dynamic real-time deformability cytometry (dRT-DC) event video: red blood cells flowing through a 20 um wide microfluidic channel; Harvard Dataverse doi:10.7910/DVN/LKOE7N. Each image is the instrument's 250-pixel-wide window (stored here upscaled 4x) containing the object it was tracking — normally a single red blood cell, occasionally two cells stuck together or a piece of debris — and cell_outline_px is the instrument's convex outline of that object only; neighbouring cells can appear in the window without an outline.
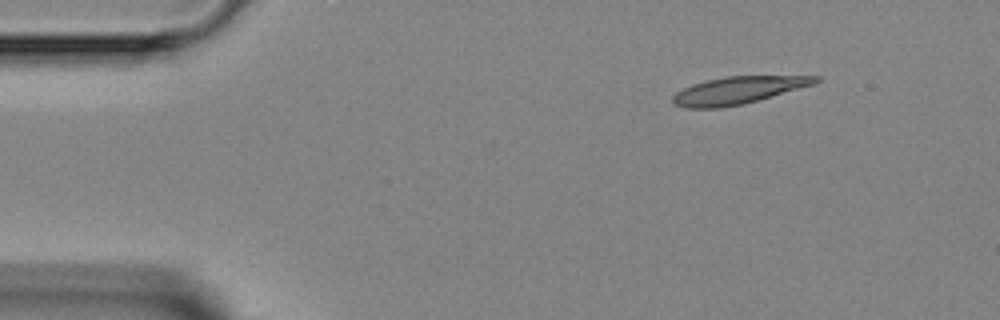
{"species": "Egyptian fruit bat (a non-hibernating species)", "species_latin": "Rousettus aegyptiacus", "temperature_condition": "room temperature", "stored_images_in_passage": 11, "camera_frame_rate_fps": 3000, "um_per_image_px": 0.085, "animal": {"sex": "female"}, "frame": {"image": 1, "passage_image": 1, "time_ms": 0.0, "image_size_px": [1000, 320], "cell_outline_px": [[820, 80], [816, 84], [756, 100], [740, 104], [720, 108], [684, 108], [672, 104], [672, 96], [676, 92], [692, 84], [708, 80], [728, 76], [820, 76]], "centroid_in_image_um": [62.71, 7.67], "position_along_channel_um": 22.3, "area_um2": 22.48}}
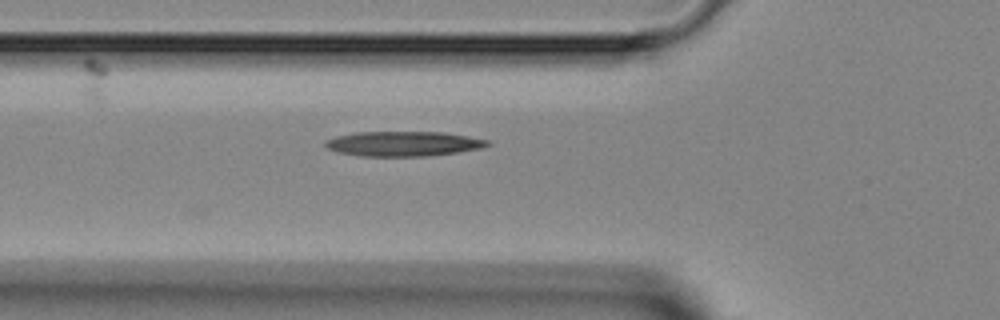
{"frame": {"image": 2, "passage_image": 11, "time_ms": 3.333, "image_size_px": [1000, 320], "cell_outline_px": [[492, 144], [480, 148], [460, 152], [428, 156], [360, 156], [340, 152], [328, 148], [324, 144], [324, 140], [336, 136], [356, 132], [444, 132], [468, 136], [488, 140]], "centroid_in_image_um": [34.3, 12.21], "position_along_channel_um": 91.5, "area_um2": 23.52}}